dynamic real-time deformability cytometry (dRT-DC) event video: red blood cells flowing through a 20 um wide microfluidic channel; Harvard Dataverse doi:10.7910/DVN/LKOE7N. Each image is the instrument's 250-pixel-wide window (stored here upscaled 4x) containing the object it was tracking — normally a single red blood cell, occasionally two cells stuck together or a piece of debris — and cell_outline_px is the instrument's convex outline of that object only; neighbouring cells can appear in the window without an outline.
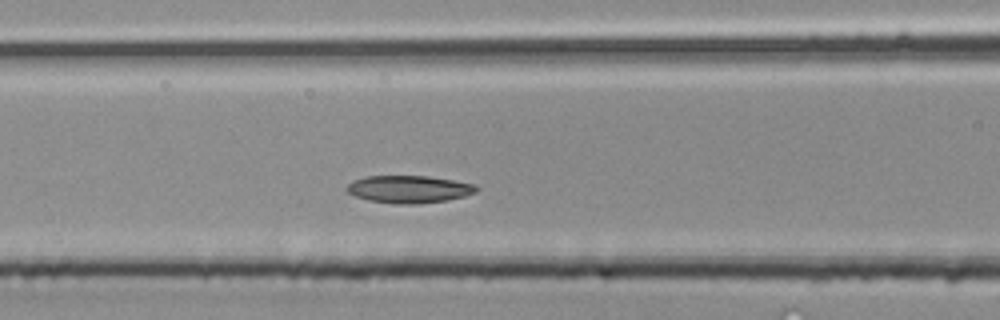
{"species": "common noctule bat (a hibernating species)", "species_latin": "Nyctalus noctula", "temperature_condition": "room temperature", "stored_images_in_passage": 35, "camera_frame_rate_fps": 3000, "um_per_image_px": 0.085, "animal": {"sex": "male", "body_mass_g": 20.4}, "frame": {"image": 1, "passage_image": 10, "time_ms": 3.0, "image_size_px": [1000, 320], "cell_outline_px": [[480, 188], [476, 192], [464, 196], [448, 200], [420, 204], [396, 204], [368, 200], [356, 196], [348, 192], [344, 188], [352, 180], [364, 176], [428, 176], [476, 184]], "centroid_in_image_um": [34.76, 16.08], "position_along_channel_um": 131.8, "area_um2": 20.92}}
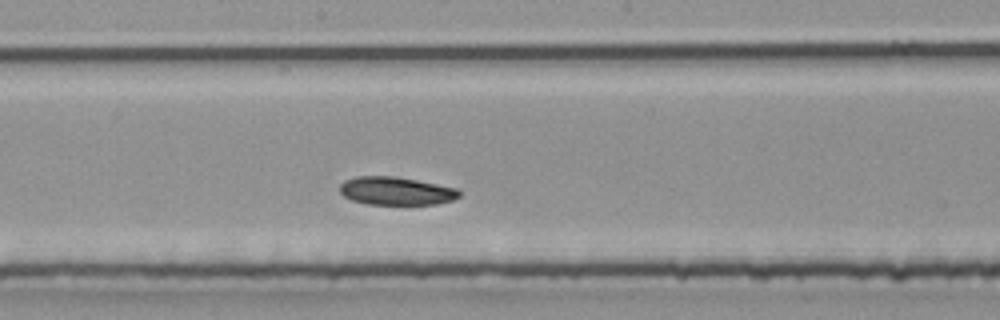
{"frame": {"image": 2, "passage_image": 15, "time_ms": 4.667, "image_size_px": [1000, 320], "cell_outline_px": [[460, 196], [452, 200], [436, 204], [368, 204], [352, 200], [344, 196], [340, 192], [340, 184], [344, 180], [356, 176], [396, 176], [460, 188]], "centroid_in_image_um": [33.68, 16.22], "position_along_channel_um": 214.5, "area_um2": 19.71}}
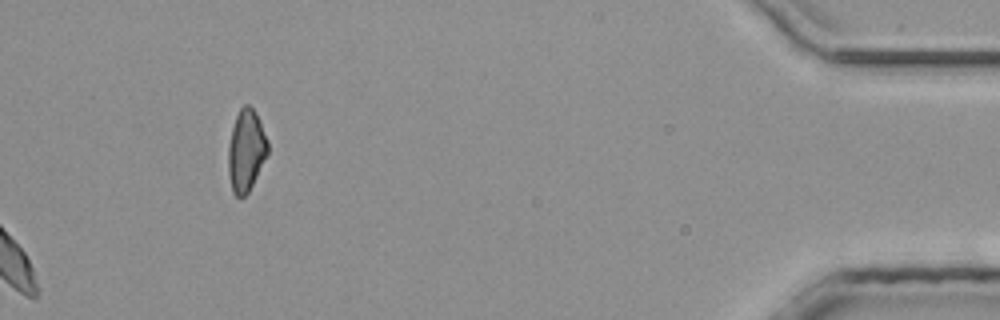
{"frame": {"image": 3, "passage_image": 35, "time_ms": 11.333, "image_size_px": [1000, 320], "cell_outline_px": [[268, 152], [248, 192], [244, 196], [236, 196], [232, 192], [228, 172], [228, 148], [232, 128], [236, 116], [240, 108], [244, 104], [248, 104], [256, 112], [268, 140]], "centroid_in_image_um": [20.91, 12.77], "position_along_channel_um": 414.3, "area_um2": 18.67}}